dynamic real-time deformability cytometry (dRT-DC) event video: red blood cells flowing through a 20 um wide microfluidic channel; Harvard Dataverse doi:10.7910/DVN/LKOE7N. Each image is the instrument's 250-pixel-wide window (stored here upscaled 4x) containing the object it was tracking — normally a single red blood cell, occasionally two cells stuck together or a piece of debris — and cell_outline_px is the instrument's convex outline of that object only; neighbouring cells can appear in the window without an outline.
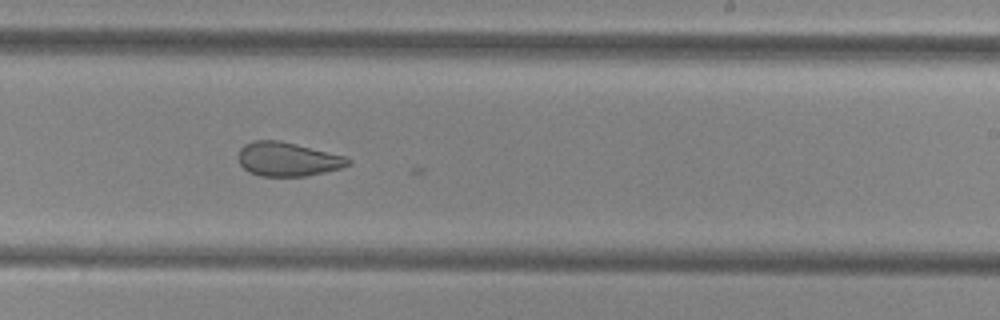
{"species": "common noctule bat (a hibernating species)", "species_latin": "Nyctalus noctula", "temperature_condition": "cold", "stored_images_in_passage": 25, "camera_frame_rate_fps": 3000, "um_per_image_px": 0.085, "animal": {"sex": "female", "body_mass_g": 29.2, "forearm_length_mm": 56.3}, "frame": {"image": 1, "passage_image": 20, "time_ms": 6.333, "image_size_px": [1000, 320], "cell_outline_px": [[352, 164], [340, 168], [308, 176], [260, 176], [248, 172], [240, 164], [240, 148], [244, 144], [256, 140], [276, 140], [296, 144], [344, 156], [352, 160]], "centroid_in_image_um": [24.46, 13.54], "position_along_channel_um": 264.5, "area_um2": 21.56}}